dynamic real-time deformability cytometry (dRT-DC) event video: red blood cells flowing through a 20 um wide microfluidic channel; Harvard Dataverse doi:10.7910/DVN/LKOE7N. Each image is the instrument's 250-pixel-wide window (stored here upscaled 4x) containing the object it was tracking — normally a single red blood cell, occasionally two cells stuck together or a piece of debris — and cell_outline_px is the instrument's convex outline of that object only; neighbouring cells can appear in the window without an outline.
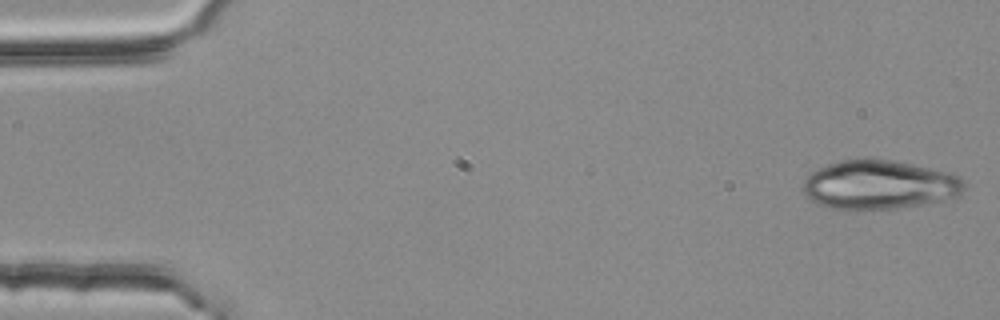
{"species": "common noctule bat (a hibernating species)", "species_latin": "Nyctalus noctula", "temperature_condition": "room temperature", "stored_images_in_passage": 3, "camera_frame_rate_fps": 3000, "um_per_image_px": 0.085, "animal": {"sex": "female", "body_mass_g": 25.1}, "frame": {"image": 1, "passage_image": 1, "time_ms": 0.0, "image_size_px": [1000, 320], "cell_outline_px": [[964, 188], [960, 196], [944, 200], [896, 208], [832, 208], [820, 204], [812, 200], [804, 192], [804, 180], [816, 168], [840, 160], [888, 160], [912, 164], [960, 176], [964, 180]], "centroid_in_image_um": [74.76, 15.7], "position_along_channel_um": 10.2, "area_um2": 45.03}}